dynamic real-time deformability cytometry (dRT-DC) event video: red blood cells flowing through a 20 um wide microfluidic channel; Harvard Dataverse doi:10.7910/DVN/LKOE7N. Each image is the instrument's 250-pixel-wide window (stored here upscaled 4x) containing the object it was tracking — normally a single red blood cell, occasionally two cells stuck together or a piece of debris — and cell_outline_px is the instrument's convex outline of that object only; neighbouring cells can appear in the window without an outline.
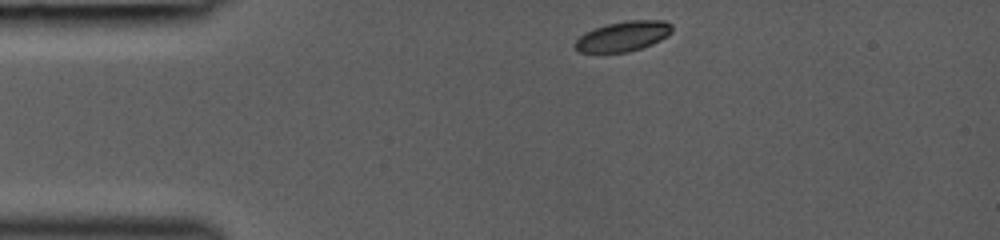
{"species": "common noctule bat (a hibernating species)", "species_latin": "Nyctalus noctula", "temperature_condition": "room temperature", "stored_images_in_passage": 33, "camera_frame_rate_fps": 3000, "um_per_image_px": 0.085, "animal": {"sex": "female", "body_mass_g": 19.0, "forearm_length_mm": 53.3}, "frame": {"image": 1, "passage_image": 1, "time_ms": 0.0, "image_size_px": [1000, 240], "cell_outline_px": [[672, 32], [668, 36], [652, 44], [628, 52], [580, 52], [572, 48], [572, 44], [584, 32], [608, 24], [628, 20], [664, 20], [672, 24]], "centroid_in_image_um": [52.95, 3.08], "position_along_channel_um": 32.0, "area_um2": 17.05}}
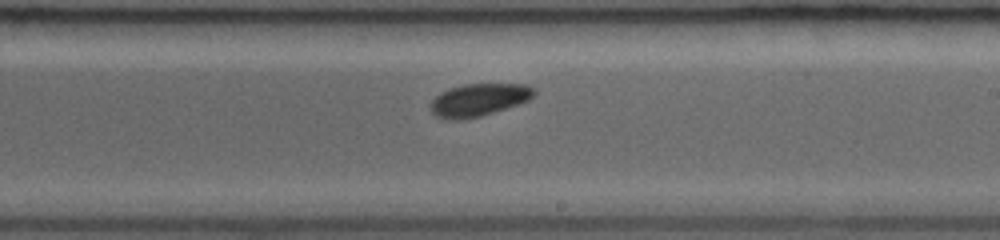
{"frame": {"image": 2, "passage_image": 19, "time_ms": 6.0, "image_size_px": [1000, 240], "cell_outline_px": [[536, 92], [528, 100], [480, 116], [460, 120], [448, 120], [436, 116], [432, 112], [428, 104], [440, 92], [448, 88], [464, 84], [528, 84]], "centroid_in_image_um": [40.62, 8.48], "position_along_channel_um": 248.4, "area_um2": 19.54}}
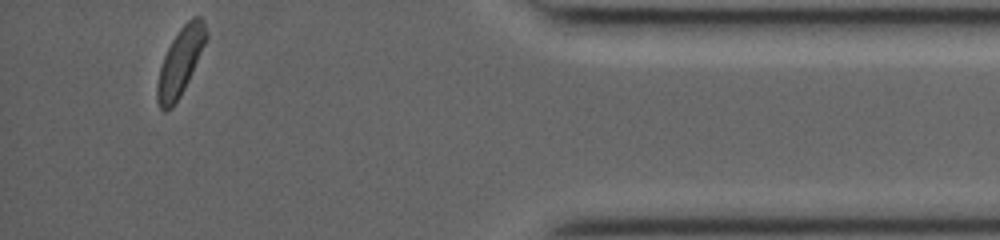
{"frame": {"image": 3, "passage_image": 33, "time_ms": 10.667, "image_size_px": [1000, 240], "cell_outline_px": [[208, 36], [188, 80], [180, 96], [172, 108], [164, 112], [160, 108], [156, 100], [156, 84], [160, 68], [164, 56], [172, 40], [180, 28], [192, 16], [200, 16], [204, 20], [208, 32]], "centroid_in_image_um": [15.31, 5.25], "position_along_channel_um": 419.9, "area_um2": 19.07}}